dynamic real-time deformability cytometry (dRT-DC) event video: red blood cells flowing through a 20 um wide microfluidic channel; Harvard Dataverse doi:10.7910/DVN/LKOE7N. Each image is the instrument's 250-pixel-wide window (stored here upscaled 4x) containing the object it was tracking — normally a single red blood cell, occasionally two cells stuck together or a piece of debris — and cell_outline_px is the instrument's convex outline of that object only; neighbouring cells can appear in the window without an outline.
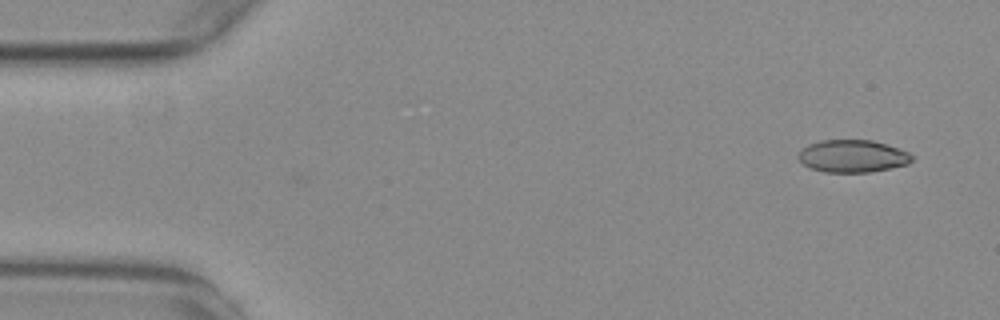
{"species": "common noctule bat (a hibernating species)", "species_latin": "Nyctalus noctula", "temperature_condition": "warm", "stored_images_in_passage": 4, "camera_frame_rate_fps": 3000, "um_per_image_px": 0.085, "animal": {"sex": "female", "body_mass_g": 29.2, "forearm_length_mm": 56.3}, "frame": {"image": 1, "passage_image": 4, "time_ms": 1.0, "image_size_px": [1000, 320], "cell_outline_px": [[912, 160], [908, 164], [872, 172], [824, 172], [812, 168], [804, 164], [796, 156], [808, 144], [824, 140], [872, 140], [908, 152], [912, 156]], "centroid_in_image_um": [72.46, 13.28], "position_along_channel_um": 12.5, "area_um2": 21.21}}